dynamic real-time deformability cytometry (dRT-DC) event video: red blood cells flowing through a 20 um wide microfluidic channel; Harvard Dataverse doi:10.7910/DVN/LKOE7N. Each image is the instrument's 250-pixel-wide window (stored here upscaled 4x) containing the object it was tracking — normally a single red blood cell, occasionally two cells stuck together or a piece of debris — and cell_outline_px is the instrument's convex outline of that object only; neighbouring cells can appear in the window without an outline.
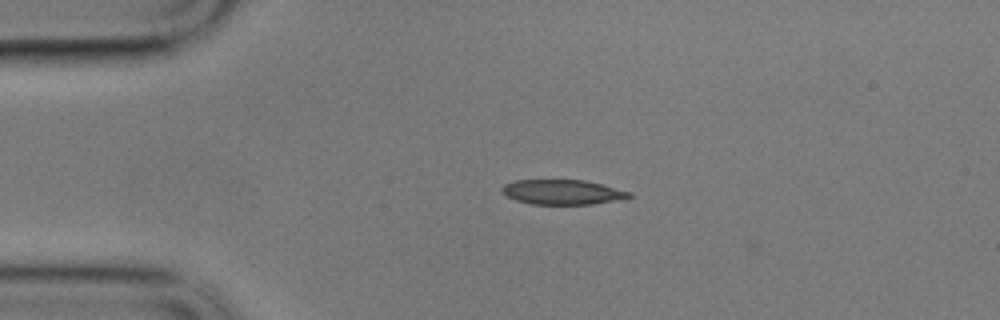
{"species": "common noctule bat (a hibernating species)", "species_latin": "Nyctalus noctula", "temperature_condition": "cold", "stored_images_in_passage": 3, "camera_frame_rate_fps": 3000, "um_per_image_px": 0.085, "animal": {"sex": "male", "body_mass_g": 17.9}, "frame": {"image": 1, "passage_image": 2, "time_ms": 0.333, "image_size_px": [1000, 320], "cell_outline_px": [[632, 196], [628, 200], [592, 204], [532, 204], [516, 200], [508, 196], [500, 188], [504, 184], [516, 180], [584, 180], [632, 192]], "centroid_in_image_um": [47.89, 16.34], "position_along_channel_um": 37.1, "area_um2": 18.5}}